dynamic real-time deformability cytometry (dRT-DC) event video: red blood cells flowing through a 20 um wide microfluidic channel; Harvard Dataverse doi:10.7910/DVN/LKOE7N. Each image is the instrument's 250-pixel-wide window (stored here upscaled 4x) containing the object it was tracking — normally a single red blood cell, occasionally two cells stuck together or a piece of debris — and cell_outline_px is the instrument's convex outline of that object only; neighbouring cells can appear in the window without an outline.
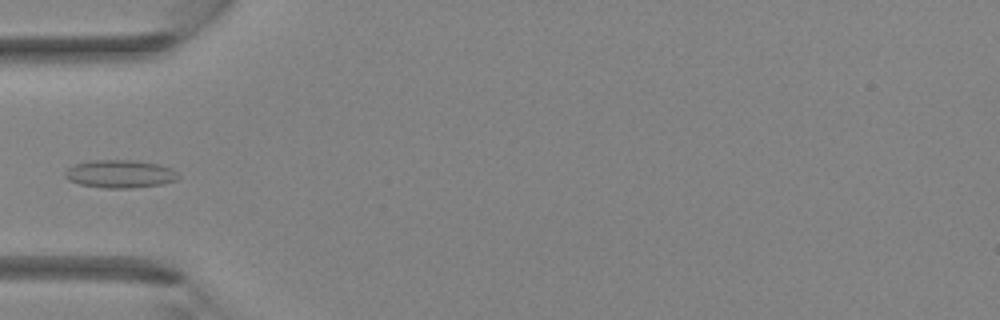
{"species": "Egyptian fruit bat (a non-hibernating species)", "species_latin": "Rousettus aegyptiacus", "temperature_condition": "room temperature", "stored_images_in_passage": 28, "camera_frame_rate_fps": 3000, "um_per_image_px": 0.085, "animal": {"sex": "female"}, "frame": {"image": 1, "passage_image": 1, "time_ms": 0.0, "image_size_px": [1000, 320], "cell_outline_px": [[180, 176], [176, 180], [160, 184], [132, 188], [104, 188], [80, 184], [68, 180], [64, 176], [64, 172], [68, 168], [76, 164], [88, 160], [132, 160], [160, 164], [172, 168]], "centroid_in_image_um": [10.19, 14.78], "position_along_channel_um": 74.8, "area_um2": 18.5}}
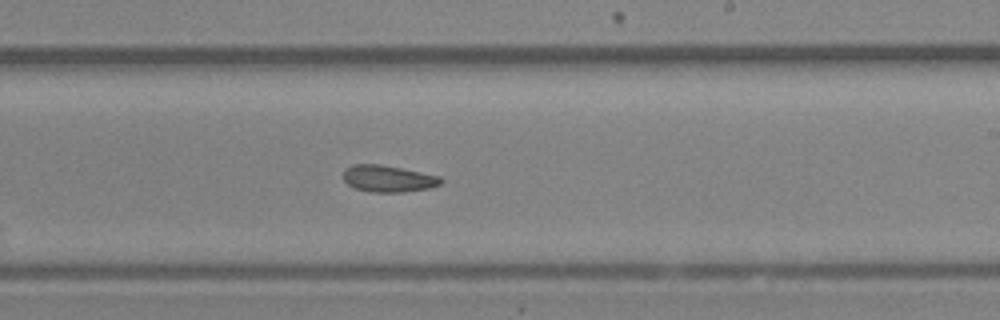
{"frame": {"image": 2, "passage_image": 12, "time_ms": 3.667, "image_size_px": [1000, 320], "cell_outline_px": [[444, 180], [440, 184], [428, 188], [404, 192], [372, 192], [356, 188], [348, 184], [344, 180], [344, 168], [352, 164], [380, 164], [440, 176]], "centroid_in_image_um": [32.99, 15.18], "position_along_channel_um": 256.0, "area_um2": 15.09}}
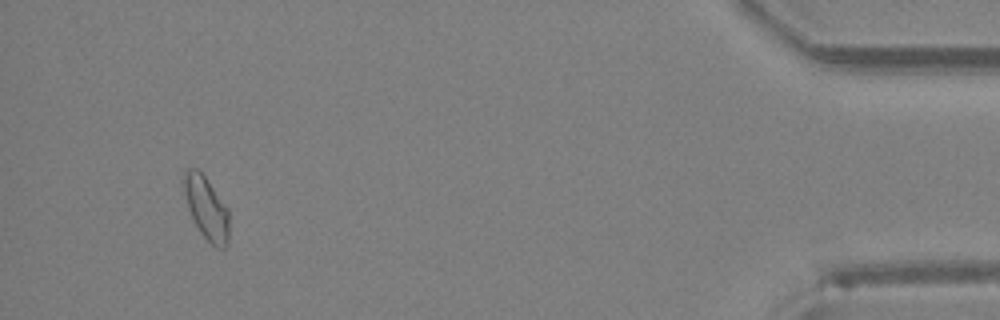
{"frame": {"image": 3, "passage_image": 26, "time_ms": 8.333, "image_size_px": [1000, 320], "cell_outline_px": [[228, 244], [224, 248], [216, 248], [200, 232], [188, 208], [180, 180], [184, 172], [188, 168], [196, 168], [204, 176], [228, 208]], "centroid_in_image_um": [17.51, 17.65], "position_along_channel_um": 417.7, "area_um2": 16.53}}